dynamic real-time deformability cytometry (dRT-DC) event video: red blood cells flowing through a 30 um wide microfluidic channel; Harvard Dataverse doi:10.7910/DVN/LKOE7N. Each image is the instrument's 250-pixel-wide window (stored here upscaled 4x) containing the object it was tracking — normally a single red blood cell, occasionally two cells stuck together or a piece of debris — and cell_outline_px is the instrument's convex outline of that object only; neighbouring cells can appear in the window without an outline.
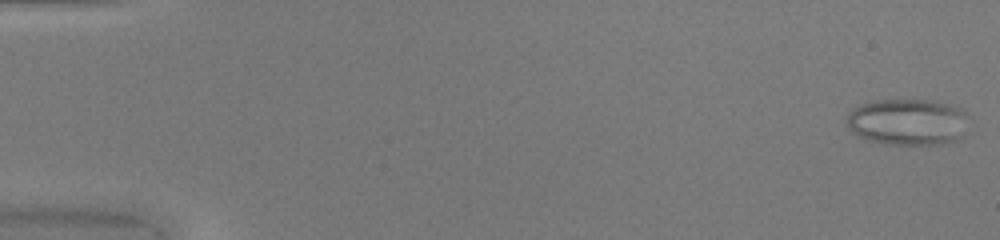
{"species": "common noctule bat (a hibernating species)", "species_latin": "Nyctalus noctula", "temperature_condition": "warm", "stored_images_in_passage": 49, "camera_frame_rate_fps": 3000, "um_per_image_px": 0.085, "animal": {"sex": "female", "body_mass_g": 20.0, "forearm_length_mm": 54.0}, "frame": {"image": 1, "passage_image": 1, "time_ms": 0.0, "image_size_px": [1000, 240], "cell_outline_px": [[964, 116], [960, 140], [944, 144], [888, 144], [872, 140], [860, 136], [852, 132], [848, 128], [848, 112], [872, 100], [936, 100], [952, 104], [960, 108], [964, 112]], "centroid_in_image_um": [77.14, 10.35], "position_along_channel_um": 7.9, "area_um2": 32.54}}
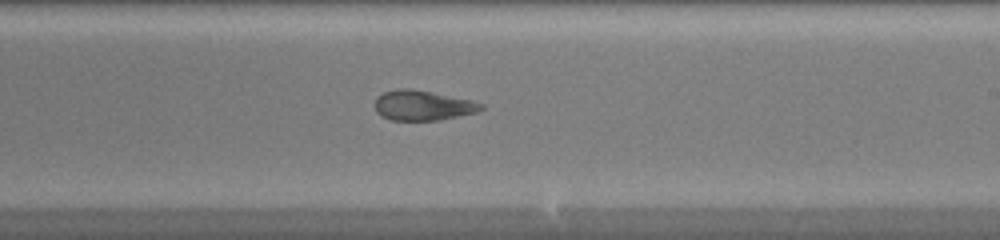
{"frame": {"image": 2, "passage_image": 30, "time_ms": 9.667, "image_size_px": [1000, 240], "cell_outline_px": [[484, 108], [476, 112], [440, 120], [392, 120], [380, 116], [376, 112], [376, 96], [384, 92], [396, 88], [408, 88], [432, 92], [472, 100], [484, 104]], "centroid_in_image_um": [35.92, 8.95], "position_along_channel_um": 253.1, "area_um2": 18.61}}
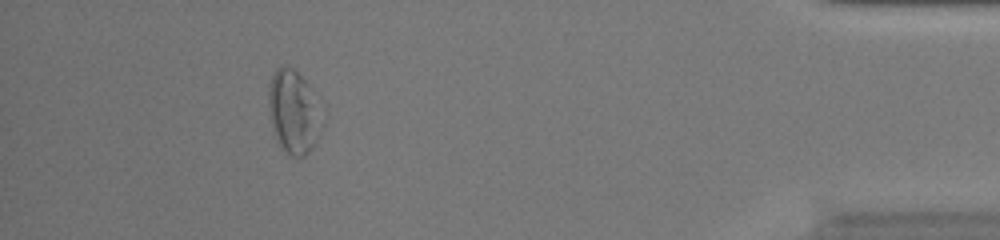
{"frame": {"image": 3, "passage_image": 45, "time_ms": 14.667, "image_size_px": [1000, 240], "cell_outline_px": [[328, 116], [320, 136], [312, 148], [304, 156], [288, 156], [280, 148], [276, 140], [272, 128], [268, 104], [268, 84], [272, 72], [276, 68], [284, 64], [292, 68], [320, 96], [328, 108]], "centroid_in_image_um": [25.07, 9.5], "position_along_channel_um": 410.1, "area_um2": 28.09}, "authors_computed_cell_mechanics": {"area_um2": 24.2182, "velocity_mm_per_s": 4.2072, "shape_relaxation_time_tau1_ms": null, "shape_relaxation_time_tau2_ms": 1.9692, "deformation_change_tau1": null, "deformation_change_tau2": 0.1007}}